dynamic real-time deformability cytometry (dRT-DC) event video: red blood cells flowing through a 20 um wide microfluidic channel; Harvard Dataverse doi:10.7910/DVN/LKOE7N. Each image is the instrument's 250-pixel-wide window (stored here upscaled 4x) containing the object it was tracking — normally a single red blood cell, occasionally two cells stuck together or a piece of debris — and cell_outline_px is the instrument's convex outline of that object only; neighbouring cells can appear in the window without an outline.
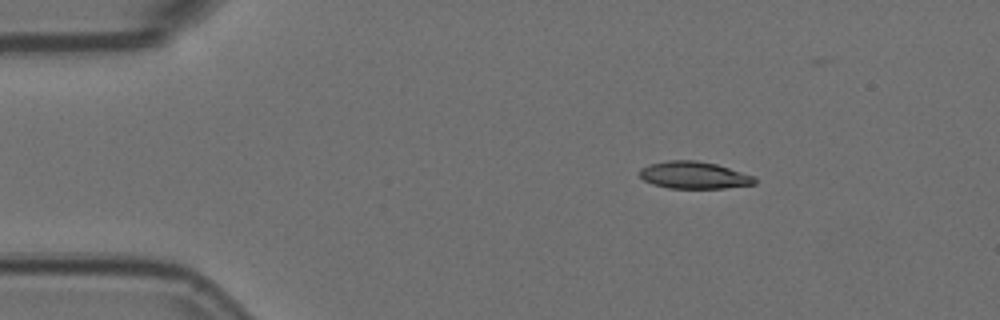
{"species": "Egyptian fruit bat (a non-hibernating species)", "species_latin": "Rousettus aegyptiacus", "temperature_condition": "room temperature", "stored_images_in_passage": 4, "camera_frame_rate_fps": 3000, "um_per_image_px": 0.085, "animal": {"sex": "female"}, "frame": {"image": 1, "passage_image": 2, "time_ms": 0.333, "image_size_px": [1000, 320], "cell_outline_px": [[756, 184], [724, 188], [668, 188], [652, 184], [644, 180], [640, 176], [640, 168], [648, 164], [668, 160], [696, 160], [716, 164], [752, 176], [756, 180]], "centroid_in_image_um": [58.94, 14.89], "position_along_channel_um": 26.1, "area_um2": 18.09}}